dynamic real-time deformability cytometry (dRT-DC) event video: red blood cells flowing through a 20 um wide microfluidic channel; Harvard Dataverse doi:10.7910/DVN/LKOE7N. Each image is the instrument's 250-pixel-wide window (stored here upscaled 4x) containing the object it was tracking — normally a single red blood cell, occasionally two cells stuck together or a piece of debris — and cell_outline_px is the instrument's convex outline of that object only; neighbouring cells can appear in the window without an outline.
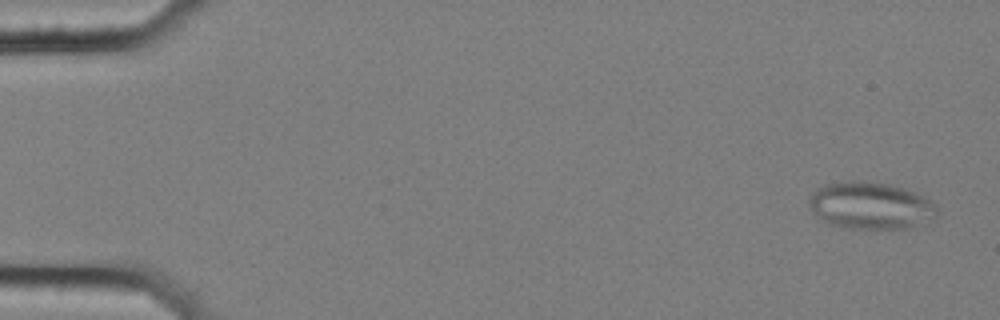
{"species": "common noctule bat (a hibernating species)", "species_latin": "Nyctalus noctula", "temperature_condition": "cold", "stored_images_in_passage": 13, "camera_frame_rate_fps": 3000, "um_per_image_px": 0.085, "animal": {"sex": "female", "body_mass_g": 25.1}, "frame": {"image": 1, "passage_image": 3, "time_ms": 0.667, "image_size_px": [1000, 320], "cell_outline_px": [[936, 216], [904, 228], [844, 228], [828, 224], [816, 216], [808, 204], [808, 200], [812, 192], [816, 188], [824, 184], [852, 180], [860, 180], [888, 184], [904, 188], [936, 204]], "centroid_in_image_um": [73.89, 17.46], "position_along_channel_um": 11.1, "area_um2": 34.74}}